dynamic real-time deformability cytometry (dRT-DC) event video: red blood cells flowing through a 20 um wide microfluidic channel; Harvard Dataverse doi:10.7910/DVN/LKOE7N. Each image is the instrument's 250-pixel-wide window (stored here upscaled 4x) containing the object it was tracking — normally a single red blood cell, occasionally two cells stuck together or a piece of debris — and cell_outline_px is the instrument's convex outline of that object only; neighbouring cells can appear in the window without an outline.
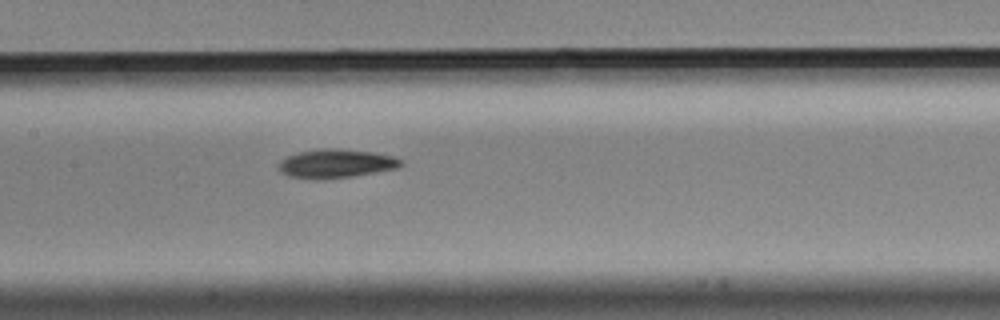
{"species": "Egyptian fruit bat (a non-hibernating species)", "species_latin": "Rousettus aegyptiacus", "temperature_condition": "cold", "stored_images_in_passage": 5, "camera_frame_rate_fps": 3000, "um_per_image_px": 0.085, "animal": {"sex": "male"}, "frame": {"image": 1, "passage_image": 5, "time_ms": 1.333, "image_size_px": [1000, 320], "cell_outline_px": [[404, 164], [396, 168], [376, 172], [352, 176], [324, 180], [312, 180], [288, 176], [280, 172], [276, 168], [276, 164], [280, 160], [288, 156], [300, 152], [324, 148], [336, 148], [372, 152], [392, 156], [404, 160]], "centroid_in_image_um": [28.51, 13.92], "position_along_channel_um": 178.9, "area_um2": 20.81}}